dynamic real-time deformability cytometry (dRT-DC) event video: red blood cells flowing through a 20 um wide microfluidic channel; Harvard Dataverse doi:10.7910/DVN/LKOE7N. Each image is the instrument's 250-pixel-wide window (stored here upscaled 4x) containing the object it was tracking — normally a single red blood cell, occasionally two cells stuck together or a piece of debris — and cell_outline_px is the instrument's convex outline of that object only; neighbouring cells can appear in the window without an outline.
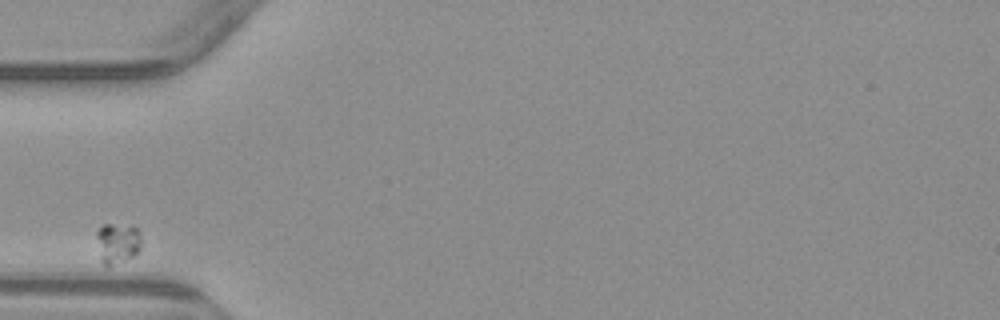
{"species": "common noctule bat (a hibernating species)", "species_latin": "Nyctalus noctula", "temperature_condition": "warm", "stored_images_in_passage": 8, "camera_frame_rate_fps": 3000, "um_per_image_px": 0.085, "animal": {"sex": "male", "body_mass_g": 23.1, "forearm_length_mm": 52.7}, "frame": {"image": 1, "passage_image": 1, "time_ms": 0.0, "image_size_px": [1000, 320], "cell_outline_px": [[140, 252], [108, 268], [100, 260], [96, 236], [96, 232], [104, 224], [112, 224], [136, 228], [140, 236]], "centroid_in_image_um": [9.95, 20.7], "position_along_channel_um": 75.0, "area_um2": 10.52}}
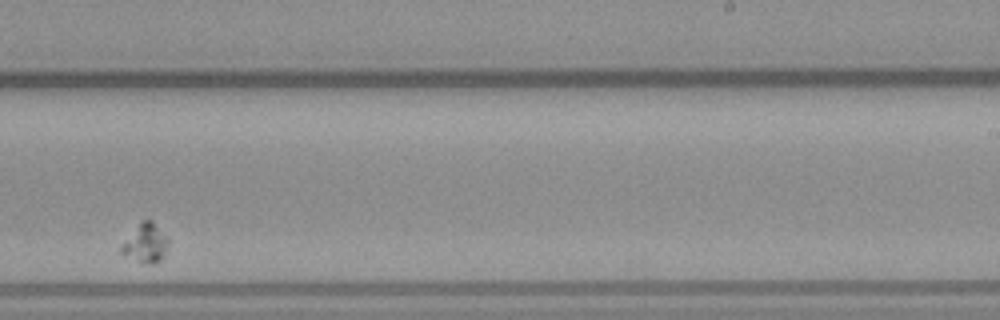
{"frame": {"image": 2, "passage_image": 6, "time_ms": 6.333, "image_size_px": [1000, 320], "cell_outline_px": [[168, 244], [164, 256], [156, 264], [152, 264], [140, 260], [120, 252], [120, 248], [140, 220], [152, 220], [168, 240]], "centroid_in_image_um": [12.4, 20.65], "position_along_channel_um": 276.6, "area_um2": 10.12}}
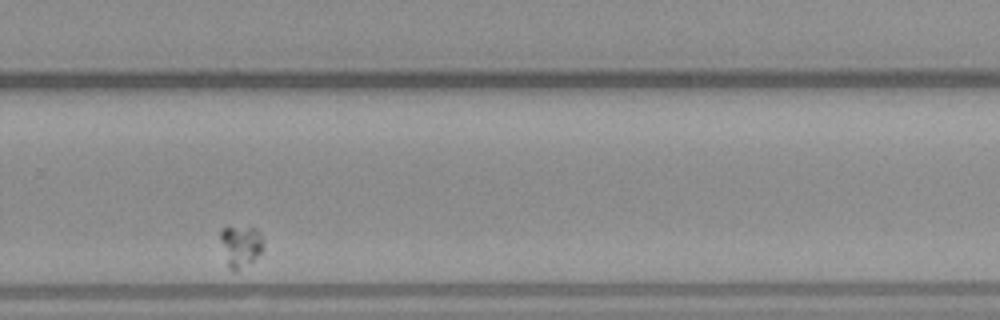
{"frame": {"image": 3, "passage_image": 7, "time_ms": 7.333, "image_size_px": [1000, 320], "cell_outline_px": [[264, 248], [252, 260], [236, 272], [232, 272], [228, 268], [220, 240], [220, 232], [224, 228], [256, 228], [260, 232], [264, 244]], "centroid_in_image_um": [20.45, 20.93], "position_along_channel_um": 309.3, "area_um2": 10.23}}